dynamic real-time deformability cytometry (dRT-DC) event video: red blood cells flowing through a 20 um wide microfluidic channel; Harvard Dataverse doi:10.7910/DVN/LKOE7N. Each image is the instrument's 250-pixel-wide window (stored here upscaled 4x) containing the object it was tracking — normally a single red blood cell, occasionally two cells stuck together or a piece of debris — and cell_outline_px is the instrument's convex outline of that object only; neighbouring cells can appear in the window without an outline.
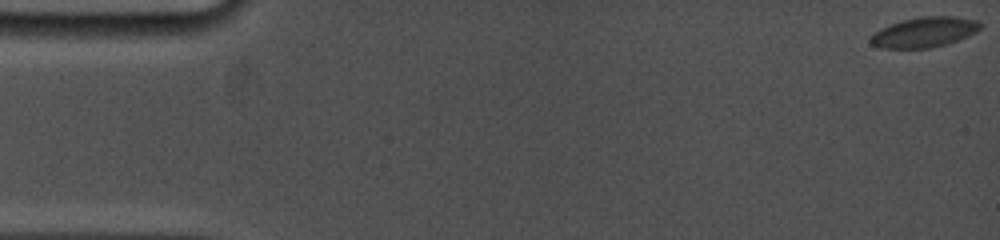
{"species": "common noctule bat (a hibernating species)", "species_latin": "Nyctalus noctula", "temperature_condition": "cold", "stored_images_in_passage": 52, "camera_frame_rate_fps": 5000, "um_per_image_px": 0.085, "animal": {"sex": "female", "body_mass_g": 19.0, "forearm_length_mm": 53.3}, "frame": {"image": 1, "passage_image": 1, "time_ms": 0.0, "image_size_px": [1000, 240], "cell_outline_px": [[980, 28], [976, 32], [968, 36], [944, 44], [928, 48], [880, 48], [872, 44], [868, 40], [876, 32], [892, 24], [904, 20], [920, 16], [956, 16], [976, 20], [980, 24]], "centroid_in_image_um": [78.58, 2.73], "position_along_channel_um": 6.4, "area_um2": 18.9}}
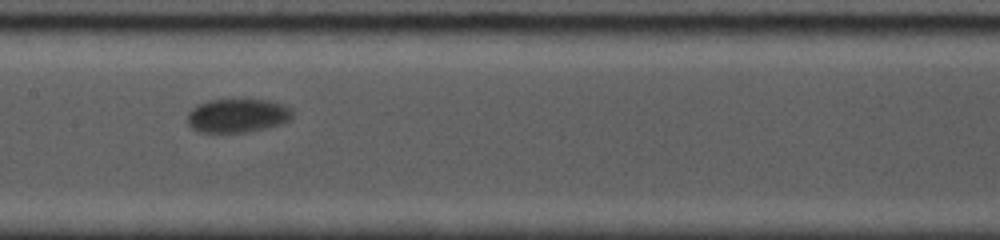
{"frame": {"image": 2, "passage_image": 23, "time_ms": 9.0, "image_size_px": [1000, 240], "cell_outline_px": [[292, 120], [284, 124], [268, 128], [248, 132], [200, 132], [192, 128], [188, 124], [188, 112], [196, 104], [208, 100], [268, 100], [292, 108]], "centroid_in_image_um": [20.21, 9.83], "position_along_channel_um": 187.2, "area_um2": 20.87}}
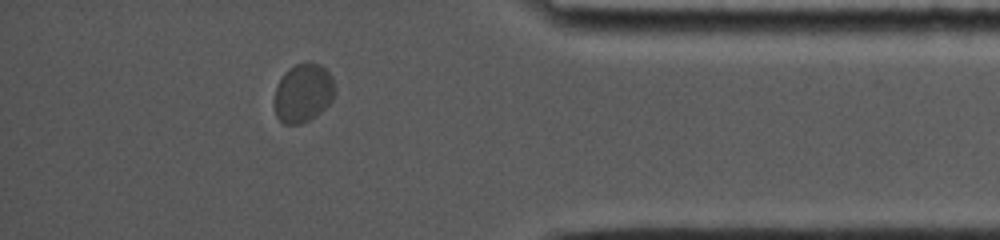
{"frame": {"image": 3, "passage_image": 45, "time_ms": 15.6, "image_size_px": [1000, 240], "cell_outline_px": [[336, 92], [332, 100], [316, 116], [300, 124], [284, 124], [276, 116], [276, 88], [284, 72], [288, 68], [296, 64], [320, 64], [332, 76], [336, 88]], "centroid_in_image_um": [25.8, 7.91], "position_along_channel_um": 409.4, "area_um2": 20.4}, "authors_computed_cell_mechanics": {"area_um2": 20.2011, "velocity_mm_per_s": 3.5694, "shape_relaxation_time_tau1_ms": 1.7933, "shape_relaxation_time_tau2_ms": null, "deformation_change_tau1": 0.055, "deformation_change_tau2": null}}